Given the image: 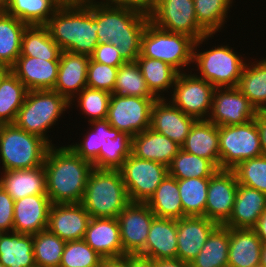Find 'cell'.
I'll return each instance as SVG.
<instances>
[{"label": "cell", "mask_w": 266, "mask_h": 267, "mask_svg": "<svg viewBox=\"0 0 266 267\" xmlns=\"http://www.w3.org/2000/svg\"><path fill=\"white\" fill-rule=\"evenodd\" d=\"M45 26L61 51L90 56L98 45V2L62 4Z\"/></svg>", "instance_id": "obj_1"}, {"label": "cell", "mask_w": 266, "mask_h": 267, "mask_svg": "<svg viewBox=\"0 0 266 267\" xmlns=\"http://www.w3.org/2000/svg\"><path fill=\"white\" fill-rule=\"evenodd\" d=\"M47 195L52 204L81 203L93 164L68 145H51L44 160Z\"/></svg>", "instance_id": "obj_2"}, {"label": "cell", "mask_w": 266, "mask_h": 267, "mask_svg": "<svg viewBox=\"0 0 266 267\" xmlns=\"http://www.w3.org/2000/svg\"><path fill=\"white\" fill-rule=\"evenodd\" d=\"M149 20L150 16L133 9L98 3V44L111 43L126 62H135Z\"/></svg>", "instance_id": "obj_3"}, {"label": "cell", "mask_w": 266, "mask_h": 267, "mask_svg": "<svg viewBox=\"0 0 266 267\" xmlns=\"http://www.w3.org/2000/svg\"><path fill=\"white\" fill-rule=\"evenodd\" d=\"M130 203L119 169L93 168L81 204L92 218H117Z\"/></svg>", "instance_id": "obj_4"}, {"label": "cell", "mask_w": 266, "mask_h": 267, "mask_svg": "<svg viewBox=\"0 0 266 267\" xmlns=\"http://www.w3.org/2000/svg\"><path fill=\"white\" fill-rule=\"evenodd\" d=\"M51 145L15 123L0 124V157L3 171L32 169L44 164Z\"/></svg>", "instance_id": "obj_5"}, {"label": "cell", "mask_w": 266, "mask_h": 267, "mask_svg": "<svg viewBox=\"0 0 266 267\" xmlns=\"http://www.w3.org/2000/svg\"><path fill=\"white\" fill-rule=\"evenodd\" d=\"M70 107V102L54 90L28 91L14 123L53 145L46 135L47 131L55 126L62 113Z\"/></svg>", "instance_id": "obj_6"}, {"label": "cell", "mask_w": 266, "mask_h": 267, "mask_svg": "<svg viewBox=\"0 0 266 267\" xmlns=\"http://www.w3.org/2000/svg\"><path fill=\"white\" fill-rule=\"evenodd\" d=\"M195 40L181 33H172L157 27L150 20L141 37V55L161 60L179 73L193 63Z\"/></svg>", "instance_id": "obj_7"}, {"label": "cell", "mask_w": 266, "mask_h": 267, "mask_svg": "<svg viewBox=\"0 0 266 267\" xmlns=\"http://www.w3.org/2000/svg\"><path fill=\"white\" fill-rule=\"evenodd\" d=\"M211 36L212 34H208L195 41L193 63H197V68L200 69V75H195L208 81L215 88L236 87L246 62L232 47L219 45L204 52L196 51L197 46L199 48V45Z\"/></svg>", "instance_id": "obj_8"}, {"label": "cell", "mask_w": 266, "mask_h": 267, "mask_svg": "<svg viewBox=\"0 0 266 267\" xmlns=\"http://www.w3.org/2000/svg\"><path fill=\"white\" fill-rule=\"evenodd\" d=\"M220 169H233L238 163L263 155L255 119L244 124L219 126Z\"/></svg>", "instance_id": "obj_9"}, {"label": "cell", "mask_w": 266, "mask_h": 267, "mask_svg": "<svg viewBox=\"0 0 266 267\" xmlns=\"http://www.w3.org/2000/svg\"><path fill=\"white\" fill-rule=\"evenodd\" d=\"M130 202L147 203L168 174V167L132 153L119 168Z\"/></svg>", "instance_id": "obj_10"}, {"label": "cell", "mask_w": 266, "mask_h": 267, "mask_svg": "<svg viewBox=\"0 0 266 267\" xmlns=\"http://www.w3.org/2000/svg\"><path fill=\"white\" fill-rule=\"evenodd\" d=\"M150 21L172 33H181L195 41L209 33L198 23L194 0H154Z\"/></svg>", "instance_id": "obj_11"}, {"label": "cell", "mask_w": 266, "mask_h": 267, "mask_svg": "<svg viewBox=\"0 0 266 267\" xmlns=\"http://www.w3.org/2000/svg\"><path fill=\"white\" fill-rule=\"evenodd\" d=\"M170 102L196 120H207L211 111L215 87L193 74H178ZM207 116V117H206Z\"/></svg>", "instance_id": "obj_12"}, {"label": "cell", "mask_w": 266, "mask_h": 267, "mask_svg": "<svg viewBox=\"0 0 266 267\" xmlns=\"http://www.w3.org/2000/svg\"><path fill=\"white\" fill-rule=\"evenodd\" d=\"M155 101L156 99L112 94L106 119L113 128L133 137L150 128L151 110Z\"/></svg>", "instance_id": "obj_13"}, {"label": "cell", "mask_w": 266, "mask_h": 267, "mask_svg": "<svg viewBox=\"0 0 266 267\" xmlns=\"http://www.w3.org/2000/svg\"><path fill=\"white\" fill-rule=\"evenodd\" d=\"M155 217L148 204L141 202H130L118 214L124 256L138 255L145 248Z\"/></svg>", "instance_id": "obj_14"}, {"label": "cell", "mask_w": 266, "mask_h": 267, "mask_svg": "<svg viewBox=\"0 0 266 267\" xmlns=\"http://www.w3.org/2000/svg\"><path fill=\"white\" fill-rule=\"evenodd\" d=\"M257 110L237 87L215 88L208 121L216 126L244 124L255 119Z\"/></svg>", "instance_id": "obj_15"}, {"label": "cell", "mask_w": 266, "mask_h": 267, "mask_svg": "<svg viewBox=\"0 0 266 267\" xmlns=\"http://www.w3.org/2000/svg\"><path fill=\"white\" fill-rule=\"evenodd\" d=\"M237 189L235 173L228 169H218L209 178L205 217L218 225H224L233 211Z\"/></svg>", "instance_id": "obj_16"}, {"label": "cell", "mask_w": 266, "mask_h": 267, "mask_svg": "<svg viewBox=\"0 0 266 267\" xmlns=\"http://www.w3.org/2000/svg\"><path fill=\"white\" fill-rule=\"evenodd\" d=\"M90 218L81 203L51 204L47 229L66 242L81 240Z\"/></svg>", "instance_id": "obj_17"}, {"label": "cell", "mask_w": 266, "mask_h": 267, "mask_svg": "<svg viewBox=\"0 0 266 267\" xmlns=\"http://www.w3.org/2000/svg\"><path fill=\"white\" fill-rule=\"evenodd\" d=\"M168 102V103H167ZM196 119L186 115L165 98L156 99L151 110L150 128L181 146Z\"/></svg>", "instance_id": "obj_18"}, {"label": "cell", "mask_w": 266, "mask_h": 267, "mask_svg": "<svg viewBox=\"0 0 266 267\" xmlns=\"http://www.w3.org/2000/svg\"><path fill=\"white\" fill-rule=\"evenodd\" d=\"M217 226L204 216L177 219V259L187 263L195 259Z\"/></svg>", "instance_id": "obj_19"}, {"label": "cell", "mask_w": 266, "mask_h": 267, "mask_svg": "<svg viewBox=\"0 0 266 267\" xmlns=\"http://www.w3.org/2000/svg\"><path fill=\"white\" fill-rule=\"evenodd\" d=\"M90 56L61 51L57 81L54 91L65 97L70 104L85 87Z\"/></svg>", "instance_id": "obj_20"}, {"label": "cell", "mask_w": 266, "mask_h": 267, "mask_svg": "<svg viewBox=\"0 0 266 267\" xmlns=\"http://www.w3.org/2000/svg\"><path fill=\"white\" fill-rule=\"evenodd\" d=\"M51 204L47 194L26 196L14 201L13 231L34 235L46 230Z\"/></svg>", "instance_id": "obj_21"}, {"label": "cell", "mask_w": 266, "mask_h": 267, "mask_svg": "<svg viewBox=\"0 0 266 267\" xmlns=\"http://www.w3.org/2000/svg\"><path fill=\"white\" fill-rule=\"evenodd\" d=\"M83 240L103 259L124 257L117 218H90Z\"/></svg>", "instance_id": "obj_22"}, {"label": "cell", "mask_w": 266, "mask_h": 267, "mask_svg": "<svg viewBox=\"0 0 266 267\" xmlns=\"http://www.w3.org/2000/svg\"><path fill=\"white\" fill-rule=\"evenodd\" d=\"M59 60H44L19 56L11 71L28 91L53 90L58 75Z\"/></svg>", "instance_id": "obj_23"}, {"label": "cell", "mask_w": 266, "mask_h": 267, "mask_svg": "<svg viewBox=\"0 0 266 267\" xmlns=\"http://www.w3.org/2000/svg\"><path fill=\"white\" fill-rule=\"evenodd\" d=\"M266 210V194L238 184L233 211L224 226L235 229H254Z\"/></svg>", "instance_id": "obj_24"}, {"label": "cell", "mask_w": 266, "mask_h": 267, "mask_svg": "<svg viewBox=\"0 0 266 267\" xmlns=\"http://www.w3.org/2000/svg\"><path fill=\"white\" fill-rule=\"evenodd\" d=\"M138 255L155 261L177 259V220L155 217L145 248Z\"/></svg>", "instance_id": "obj_25"}, {"label": "cell", "mask_w": 266, "mask_h": 267, "mask_svg": "<svg viewBox=\"0 0 266 267\" xmlns=\"http://www.w3.org/2000/svg\"><path fill=\"white\" fill-rule=\"evenodd\" d=\"M180 149L181 146L176 142L151 128L132 137L131 153L134 156L156 161L167 167Z\"/></svg>", "instance_id": "obj_26"}, {"label": "cell", "mask_w": 266, "mask_h": 267, "mask_svg": "<svg viewBox=\"0 0 266 267\" xmlns=\"http://www.w3.org/2000/svg\"><path fill=\"white\" fill-rule=\"evenodd\" d=\"M0 177V185L14 201L26 196L47 194L44 165L32 169L2 171Z\"/></svg>", "instance_id": "obj_27"}, {"label": "cell", "mask_w": 266, "mask_h": 267, "mask_svg": "<svg viewBox=\"0 0 266 267\" xmlns=\"http://www.w3.org/2000/svg\"><path fill=\"white\" fill-rule=\"evenodd\" d=\"M262 246L254 229L229 228L228 267H259Z\"/></svg>", "instance_id": "obj_28"}, {"label": "cell", "mask_w": 266, "mask_h": 267, "mask_svg": "<svg viewBox=\"0 0 266 267\" xmlns=\"http://www.w3.org/2000/svg\"><path fill=\"white\" fill-rule=\"evenodd\" d=\"M219 143L218 126L208 120H196L181 149L210 160L220 169Z\"/></svg>", "instance_id": "obj_29"}, {"label": "cell", "mask_w": 266, "mask_h": 267, "mask_svg": "<svg viewBox=\"0 0 266 267\" xmlns=\"http://www.w3.org/2000/svg\"><path fill=\"white\" fill-rule=\"evenodd\" d=\"M0 262L5 267L35 266L33 235L3 232L0 235Z\"/></svg>", "instance_id": "obj_30"}, {"label": "cell", "mask_w": 266, "mask_h": 267, "mask_svg": "<svg viewBox=\"0 0 266 267\" xmlns=\"http://www.w3.org/2000/svg\"><path fill=\"white\" fill-rule=\"evenodd\" d=\"M89 123L93 128L89 129L90 132H87L88 135L84 136V140L68 146L82 159L91 162L94 168L99 169L100 150L104 149L108 142L113 141L121 131L113 128L107 119Z\"/></svg>", "instance_id": "obj_31"}, {"label": "cell", "mask_w": 266, "mask_h": 267, "mask_svg": "<svg viewBox=\"0 0 266 267\" xmlns=\"http://www.w3.org/2000/svg\"><path fill=\"white\" fill-rule=\"evenodd\" d=\"M28 25L0 12V65L12 68L21 53L22 35Z\"/></svg>", "instance_id": "obj_32"}, {"label": "cell", "mask_w": 266, "mask_h": 267, "mask_svg": "<svg viewBox=\"0 0 266 267\" xmlns=\"http://www.w3.org/2000/svg\"><path fill=\"white\" fill-rule=\"evenodd\" d=\"M147 204L156 217L176 220L183 218L178 179L167 174Z\"/></svg>", "instance_id": "obj_33"}, {"label": "cell", "mask_w": 266, "mask_h": 267, "mask_svg": "<svg viewBox=\"0 0 266 267\" xmlns=\"http://www.w3.org/2000/svg\"><path fill=\"white\" fill-rule=\"evenodd\" d=\"M257 111L266 109V58L246 63L236 86Z\"/></svg>", "instance_id": "obj_34"}, {"label": "cell", "mask_w": 266, "mask_h": 267, "mask_svg": "<svg viewBox=\"0 0 266 267\" xmlns=\"http://www.w3.org/2000/svg\"><path fill=\"white\" fill-rule=\"evenodd\" d=\"M62 4L59 0H7L5 12L27 25H46Z\"/></svg>", "instance_id": "obj_35"}, {"label": "cell", "mask_w": 266, "mask_h": 267, "mask_svg": "<svg viewBox=\"0 0 266 267\" xmlns=\"http://www.w3.org/2000/svg\"><path fill=\"white\" fill-rule=\"evenodd\" d=\"M61 49L45 25H28L22 35L20 56L60 60Z\"/></svg>", "instance_id": "obj_36"}, {"label": "cell", "mask_w": 266, "mask_h": 267, "mask_svg": "<svg viewBox=\"0 0 266 267\" xmlns=\"http://www.w3.org/2000/svg\"><path fill=\"white\" fill-rule=\"evenodd\" d=\"M229 227L218 225L190 267H228Z\"/></svg>", "instance_id": "obj_37"}, {"label": "cell", "mask_w": 266, "mask_h": 267, "mask_svg": "<svg viewBox=\"0 0 266 267\" xmlns=\"http://www.w3.org/2000/svg\"><path fill=\"white\" fill-rule=\"evenodd\" d=\"M136 62L151 93L157 99L164 98L162 93L169 92L174 86L179 72L161 60L146 58L141 54Z\"/></svg>", "instance_id": "obj_38"}, {"label": "cell", "mask_w": 266, "mask_h": 267, "mask_svg": "<svg viewBox=\"0 0 266 267\" xmlns=\"http://www.w3.org/2000/svg\"><path fill=\"white\" fill-rule=\"evenodd\" d=\"M28 89L10 71L0 85V124L14 123L24 104Z\"/></svg>", "instance_id": "obj_39"}, {"label": "cell", "mask_w": 266, "mask_h": 267, "mask_svg": "<svg viewBox=\"0 0 266 267\" xmlns=\"http://www.w3.org/2000/svg\"><path fill=\"white\" fill-rule=\"evenodd\" d=\"M209 178L178 179L179 196L185 216H204Z\"/></svg>", "instance_id": "obj_40"}, {"label": "cell", "mask_w": 266, "mask_h": 267, "mask_svg": "<svg viewBox=\"0 0 266 267\" xmlns=\"http://www.w3.org/2000/svg\"><path fill=\"white\" fill-rule=\"evenodd\" d=\"M218 168L208 159L180 149L168 166V174L176 179L210 178Z\"/></svg>", "instance_id": "obj_41"}, {"label": "cell", "mask_w": 266, "mask_h": 267, "mask_svg": "<svg viewBox=\"0 0 266 267\" xmlns=\"http://www.w3.org/2000/svg\"><path fill=\"white\" fill-rule=\"evenodd\" d=\"M112 94L119 97L137 96L157 99L148 89L137 62H126L119 67Z\"/></svg>", "instance_id": "obj_42"}, {"label": "cell", "mask_w": 266, "mask_h": 267, "mask_svg": "<svg viewBox=\"0 0 266 267\" xmlns=\"http://www.w3.org/2000/svg\"><path fill=\"white\" fill-rule=\"evenodd\" d=\"M66 241L48 229L33 235L35 263L43 267H59Z\"/></svg>", "instance_id": "obj_43"}, {"label": "cell", "mask_w": 266, "mask_h": 267, "mask_svg": "<svg viewBox=\"0 0 266 267\" xmlns=\"http://www.w3.org/2000/svg\"><path fill=\"white\" fill-rule=\"evenodd\" d=\"M233 0H194L198 23L209 33L221 31Z\"/></svg>", "instance_id": "obj_44"}, {"label": "cell", "mask_w": 266, "mask_h": 267, "mask_svg": "<svg viewBox=\"0 0 266 267\" xmlns=\"http://www.w3.org/2000/svg\"><path fill=\"white\" fill-rule=\"evenodd\" d=\"M103 258L83 239L67 241L59 267H101Z\"/></svg>", "instance_id": "obj_45"}, {"label": "cell", "mask_w": 266, "mask_h": 267, "mask_svg": "<svg viewBox=\"0 0 266 267\" xmlns=\"http://www.w3.org/2000/svg\"><path fill=\"white\" fill-rule=\"evenodd\" d=\"M238 184L245 185L266 194V156L262 155L238 163L231 169Z\"/></svg>", "instance_id": "obj_46"}, {"label": "cell", "mask_w": 266, "mask_h": 267, "mask_svg": "<svg viewBox=\"0 0 266 267\" xmlns=\"http://www.w3.org/2000/svg\"><path fill=\"white\" fill-rule=\"evenodd\" d=\"M111 93L85 87L77 96L80 111L84 112L89 118L88 122L94 120H104L107 117Z\"/></svg>", "instance_id": "obj_47"}, {"label": "cell", "mask_w": 266, "mask_h": 267, "mask_svg": "<svg viewBox=\"0 0 266 267\" xmlns=\"http://www.w3.org/2000/svg\"><path fill=\"white\" fill-rule=\"evenodd\" d=\"M132 136L120 132L113 141L108 142L99 154V169H119L131 154Z\"/></svg>", "instance_id": "obj_48"}, {"label": "cell", "mask_w": 266, "mask_h": 267, "mask_svg": "<svg viewBox=\"0 0 266 267\" xmlns=\"http://www.w3.org/2000/svg\"><path fill=\"white\" fill-rule=\"evenodd\" d=\"M119 67H112L90 58L87 71V87L104 90L112 94Z\"/></svg>", "instance_id": "obj_49"}, {"label": "cell", "mask_w": 266, "mask_h": 267, "mask_svg": "<svg viewBox=\"0 0 266 267\" xmlns=\"http://www.w3.org/2000/svg\"><path fill=\"white\" fill-rule=\"evenodd\" d=\"M93 61L112 67H120L126 61L122 58L119 49L111 43L98 44L90 55Z\"/></svg>", "instance_id": "obj_50"}, {"label": "cell", "mask_w": 266, "mask_h": 267, "mask_svg": "<svg viewBox=\"0 0 266 267\" xmlns=\"http://www.w3.org/2000/svg\"><path fill=\"white\" fill-rule=\"evenodd\" d=\"M14 200L0 185V230L13 231Z\"/></svg>", "instance_id": "obj_51"}, {"label": "cell", "mask_w": 266, "mask_h": 267, "mask_svg": "<svg viewBox=\"0 0 266 267\" xmlns=\"http://www.w3.org/2000/svg\"><path fill=\"white\" fill-rule=\"evenodd\" d=\"M92 1L108 4L115 7L133 9L147 16L151 15L154 7V0H102L100 2L96 0Z\"/></svg>", "instance_id": "obj_52"}, {"label": "cell", "mask_w": 266, "mask_h": 267, "mask_svg": "<svg viewBox=\"0 0 266 267\" xmlns=\"http://www.w3.org/2000/svg\"><path fill=\"white\" fill-rule=\"evenodd\" d=\"M255 120L260 133L262 152L266 156V112L257 111Z\"/></svg>", "instance_id": "obj_53"}, {"label": "cell", "mask_w": 266, "mask_h": 267, "mask_svg": "<svg viewBox=\"0 0 266 267\" xmlns=\"http://www.w3.org/2000/svg\"><path fill=\"white\" fill-rule=\"evenodd\" d=\"M129 267H155V260L141 256L128 255Z\"/></svg>", "instance_id": "obj_54"}, {"label": "cell", "mask_w": 266, "mask_h": 267, "mask_svg": "<svg viewBox=\"0 0 266 267\" xmlns=\"http://www.w3.org/2000/svg\"><path fill=\"white\" fill-rule=\"evenodd\" d=\"M254 230L257 232V235L261 239L262 243L266 244V210L259 217Z\"/></svg>", "instance_id": "obj_55"}, {"label": "cell", "mask_w": 266, "mask_h": 267, "mask_svg": "<svg viewBox=\"0 0 266 267\" xmlns=\"http://www.w3.org/2000/svg\"><path fill=\"white\" fill-rule=\"evenodd\" d=\"M155 267H190V263L179 259L157 260Z\"/></svg>", "instance_id": "obj_56"}, {"label": "cell", "mask_w": 266, "mask_h": 267, "mask_svg": "<svg viewBox=\"0 0 266 267\" xmlns=\"http://www.w3.org/2000/svg\"><path fill=\"white\" fill-rule=\"evenodd\" d=\"M101 267H129L128 255L122 258L104 259Z\"/></svg>", "instance_id": "obj_57"}, {"label": "cell", "mask_w": 266, "mask_h": 267, "mask_svg": "<svg viewBox=\"0 0 266 267\" xmlns=\"http://www.w3.org/2000/svg\"><path fill=\"white\" fill-rule=\"evenodd\" d=\"M11 71V68L4 66V65H0V85L2 80L4 79V77Z\"/></svg>", "instance_id": "obj_58"}, {"label": "cell", "mask_w": 266, "mask_h": 267, "mask_svg": "<svg viewBox=\"0 0 266 267\" xmlns=\"http://www.w3.org/2000/svg\"><path fill=\"white\" fill-rule=\"evenodd\" d=\"M259 267H266V244H263L261 250V259H260V266Z\"/></svg>", "instance_id": "obj_59"}, {"label": "cell", "mask_w": 266, "mask_h": 267, "mask_svg": "<svg viewBox=\"0 0 266 267\" xmlns=\"http://www.w3.org/2000/svg\"><path fill=\"white\" fill-rule=\"evenodd\" d=\"M60 2H62L63 4L66 3H85L88 0H59Z\"/></svg>", "instance_id": "obj_60"}, {"label": "cell", "mask_w": 266, "mask_h": 267, "mask_svg": "<svg viewBox=\"0 0 266 267\" xmlns=\"http://www.w3.org/2000/svg\"><path fill=\"white\" fill-rule=\"evenodd\" d=\"M7 0H0V12H4L6 8Z\"/></svg>", "instance_id": "obj_61"}]
</instances>
